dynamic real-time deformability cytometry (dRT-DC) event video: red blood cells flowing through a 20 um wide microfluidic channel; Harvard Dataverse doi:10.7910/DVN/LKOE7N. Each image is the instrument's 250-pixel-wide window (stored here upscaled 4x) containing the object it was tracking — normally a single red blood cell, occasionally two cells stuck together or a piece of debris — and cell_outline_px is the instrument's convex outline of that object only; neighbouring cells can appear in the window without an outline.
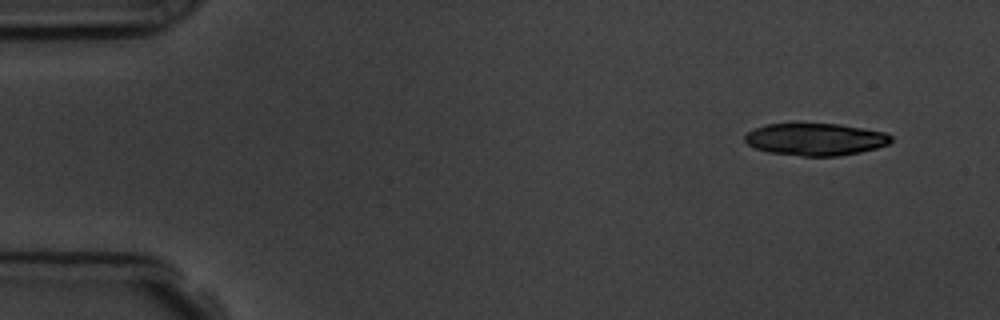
{"species": "common noctule bat (a hibernating species)", "species_latin": "Nyctalus noctula", "temperature_condition": "room temperature", "stored_images_in_passage": 4, "camera_frame_rate_fps": 3000, "um_per_image_px": 0.085, "animal": {"sex": "male", "body_mass_g": 19.5, "forearm_length_mm": 54.6}, "frame": {"image": 1, "passage_image": 1, "time_ms": 0.0, "image_size_px": [1000, 320], "cell_outline_px": [[892, 140], [888, 144], [876, 148], [860, 152], [840, 156], [804, 156], [768, 152], [756, 148], [748, 144], [744, 140], [744, 136], [748, 132], [756, 128], [768, 124], [840, 124], [864, 128], [884, 132], [892, 136]], "centroid_in_image_um": [69.33, 11.84], "position_along_channel_um": 15.7, "area_um2": 27.34}}